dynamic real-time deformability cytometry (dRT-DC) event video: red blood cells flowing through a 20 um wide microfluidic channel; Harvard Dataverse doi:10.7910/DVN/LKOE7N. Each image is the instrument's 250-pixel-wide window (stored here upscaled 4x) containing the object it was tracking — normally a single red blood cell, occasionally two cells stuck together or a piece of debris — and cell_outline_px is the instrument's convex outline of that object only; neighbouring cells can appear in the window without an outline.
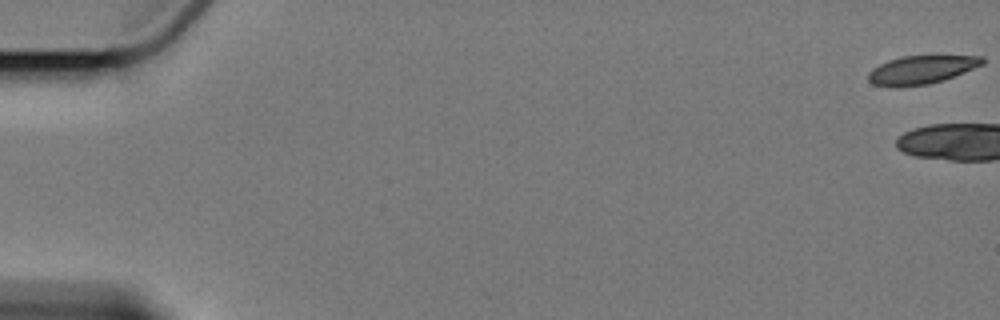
{"species": "Egyptian fruit bat (a non-hibernating species)", "species_latin": "Rousettus aegyptiacus", "temperature_condition": "cold", "stored_images_in_passage": 5, "camera_frame_rate_fps": 3000, "um_per_image_px": 0.085, "animal": {"sex": "female"}, "frame": {"image": 1, "passage_image": 1, "time_ms": 0.0, "image_size_px": [1000, 320], "cell_outline_px": [[984, 64], [944, 80], [928, 84], [900, 88], [892, 88], [872, 84], [868, 80], [868, 72], [872, 68], [888, 60], [900, 56], [936, 52], [984, 56]], "centroid_in_image_um": [78.36, 5.87], "position_along_channel_um": 6.6, "area_um2": 20.35}}